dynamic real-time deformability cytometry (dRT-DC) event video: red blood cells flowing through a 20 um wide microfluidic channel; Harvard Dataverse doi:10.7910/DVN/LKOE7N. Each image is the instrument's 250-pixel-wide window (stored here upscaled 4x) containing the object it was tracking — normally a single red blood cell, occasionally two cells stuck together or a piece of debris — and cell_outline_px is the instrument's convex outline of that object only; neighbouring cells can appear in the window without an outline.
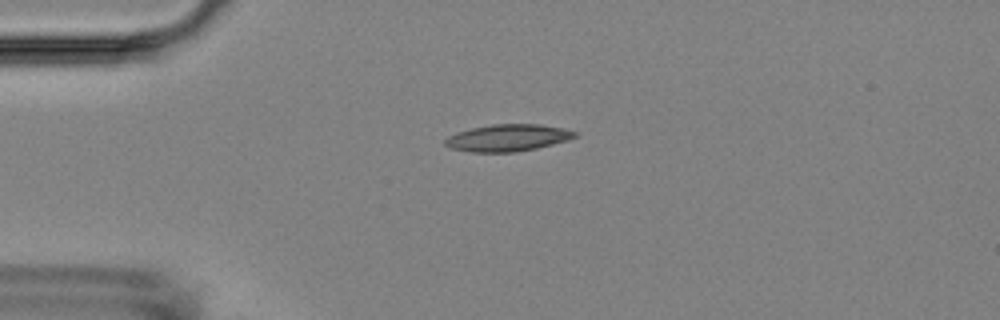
{"species": "Egyptian fruit bat (a non-hibernating species)", "species_latin": "Rousettus aegyptiacus", "temperature_condition": "room temperature", "stored_images_in_passage": 2, "camera_frame_rate_fps": 3000, "um_per_image_px": 0.085, "animal": {"sex": "female"}, "frame": {"image": 1, "passage_image": 1, "time_ms": 0.0, "image_size_px": [1000, 320], "cell_outline_px": [[580, 132], [576, 136], [568, 140], [536, 148], [516, 152], [472, 152], [452, 148], [444, 144], [444, 140], [448, 136], [456, 132], [472, 128], [492, 124], [540, 124], [564, 128]], "centroid_in_image_um": [43.18, 11.7], "position_along_channel_um": 41.8, "area_um2": 20.4}}